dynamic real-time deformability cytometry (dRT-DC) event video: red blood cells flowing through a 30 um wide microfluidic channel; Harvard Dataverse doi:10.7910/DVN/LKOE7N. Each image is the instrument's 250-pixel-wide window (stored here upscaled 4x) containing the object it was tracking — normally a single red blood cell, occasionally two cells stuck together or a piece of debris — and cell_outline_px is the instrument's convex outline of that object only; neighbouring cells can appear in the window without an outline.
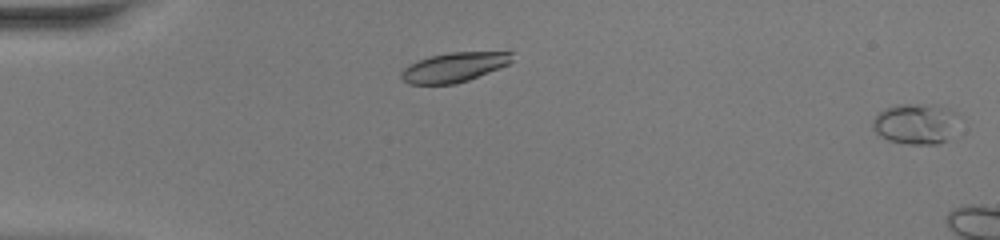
{"species": "common noctule bat (a hibernating species)", "species_latin": "Nyctalus noctula", "temperature_condition": "warm", "stored_images_in_passage": 7, "camera_frame_rate_fps": 3000, "um_per_image_px": 0.085, "animal": {"sex": "female", "body_mass_g": 20.0, "forearm_length_mm": 54.0}, "frame": {"image": 1, "passage_image": 1, "time_ms": 0.0, "image_size_px": [1000, 240], "cell_outline_px": [[956, 112], [944, 140], [936, 144], [904, 144], [888, 140], [880, 136], [872, 128], [872, 120], [884, 108], [896, 104], [940, 104]], "centroid_in_image_um": [77.69, 10.49], "position_along_channel_um": 7.3, "area_um2": 19.83}}